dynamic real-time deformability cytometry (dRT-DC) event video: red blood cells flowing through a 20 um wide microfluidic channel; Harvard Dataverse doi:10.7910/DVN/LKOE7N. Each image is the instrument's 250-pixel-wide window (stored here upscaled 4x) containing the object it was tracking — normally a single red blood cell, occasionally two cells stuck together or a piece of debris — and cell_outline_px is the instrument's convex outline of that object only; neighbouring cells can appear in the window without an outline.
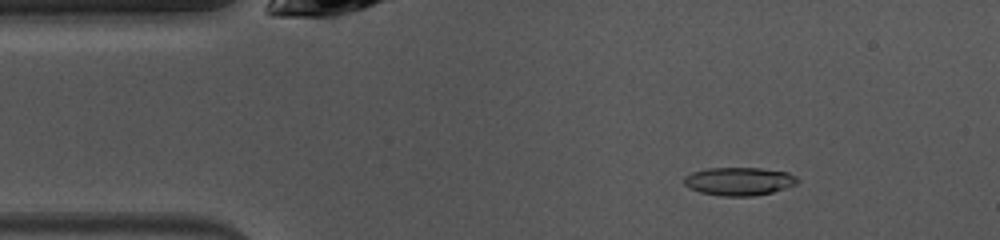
{"species": "common noctule bat (a hibernating species)", "species_latin": "Nyctalus noctula", "temperature_condition": "warm", "stored_images_in_passage": 47, "camera_frame_rate_fps": 3000, "um_per_image_px": 0.085, "animal": {"sex": "female", "body_mass_g": 10.0, "forearm_length_mm": 53.1}, "frame": {"image": 1, "passage_image": 6, "time_ms": 1.667, "image_size_px": [1000, 240], "cell_outline_px": [[800, 180], [796, 184], [772, 192], [752, 196], [720, 196], [700, 192], [688, 188], [684, 184], [684, 176], [692, 172], [708, 168], [760, 168], [788, 172], [796, 176]], "centroid_in_image_um": [62.81, 15.41], "position_along_channel_um": 22.2, "area_um2": 18.67}}
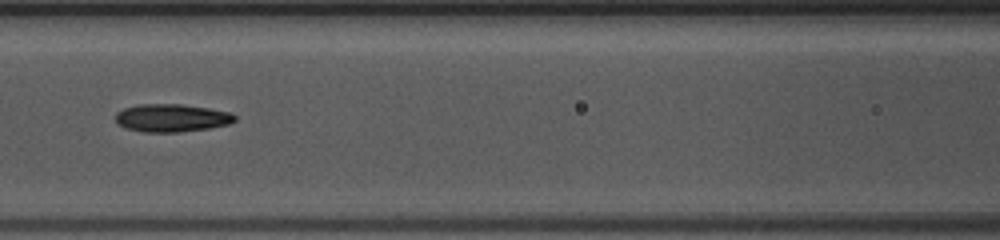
{"frame": {"image": 2, "passage_image": 19, "time_ms": 6.0, "image_size_px": [1000, 240], "cell_outline_px": [[236, 120], [228, 124], [208, 128], [180, 132], [144, 132], [124, 128], [116, 124], [116, 112], [124, 108], [140, 104], [180, 104], [208, 108], [232, 112], [236, 116]], "centroid_in_image_um": [14.57, 10.02], "position_along_channel_um": 152.0, "area_um2": 19.48}}
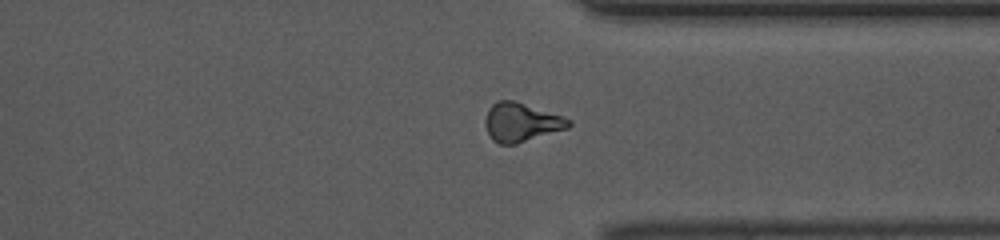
{"frame": {"image": 3, "passage_image": 35, "time_ms": 11.333, "image_size_px": [1000, 240], "cell_outline_px": [[572, 124], [568, 128], [516, 144], [500, 144], [492, 140], [484, 124], [484, 120], [488, 108], [496, 100], [516, 100], [572, 120]], "centroid_in_image_um": [44.28, 10.38], "position_along_channel_um": 367.1, "area_um2": 18.96}, "authors_computed_cell_mechanics": {"area_um2": 18.4382, "velocity_mm_per_s": 4.067, "shape_relaxation_time_tau1_ms": 5.2061, "shape_relaxation_time_tau2_ms": 4.2037, "deformation_change_tau1": 0.1686, "deformation_change_tau2": 0.1322}}